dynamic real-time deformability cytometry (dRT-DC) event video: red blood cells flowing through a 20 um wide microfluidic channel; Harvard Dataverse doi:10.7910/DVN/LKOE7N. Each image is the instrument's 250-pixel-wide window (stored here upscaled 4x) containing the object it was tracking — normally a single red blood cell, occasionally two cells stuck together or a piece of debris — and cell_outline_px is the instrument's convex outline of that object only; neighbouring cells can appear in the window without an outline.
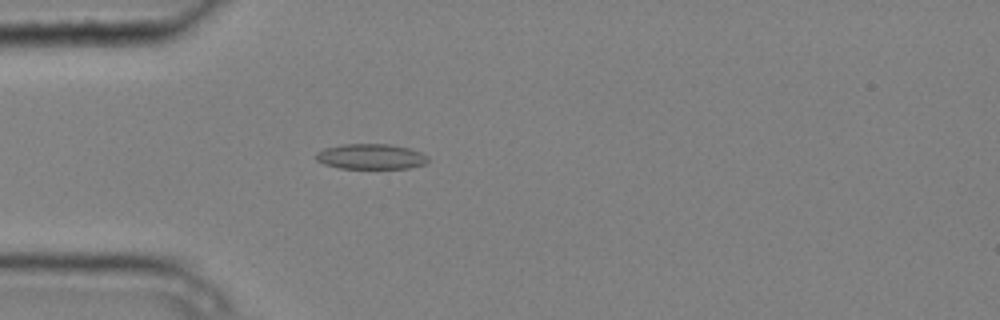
{"species": "common noctule bat (a hibernating species)", "species_latin": "Nyctalus noctula", "temperature_condition": "cold", "stored_images_in_passage": 4, "camera_frame_rate_fps": 3000, "um_per_image_px": 0.085, "animal": {"sex": "male", "body_mass_g": 20.4}, "frame": {"image": 1, "passage_image": 4, "time_ms": 1.0, "image_size_px": [1000, 320], "cell_outline_px": [[428, 160], [424, 164], [408, 168], [340, 168], [324, 164], [316, 160], [316, 152], [324, 148], [340, 144], [388, 144], [408, 148], [420, 152], [428, 156]], "centroid_in_image_um": [31.49, 13.3], "position_along_channel_um": 53.5, "area_um2": 16.47}}